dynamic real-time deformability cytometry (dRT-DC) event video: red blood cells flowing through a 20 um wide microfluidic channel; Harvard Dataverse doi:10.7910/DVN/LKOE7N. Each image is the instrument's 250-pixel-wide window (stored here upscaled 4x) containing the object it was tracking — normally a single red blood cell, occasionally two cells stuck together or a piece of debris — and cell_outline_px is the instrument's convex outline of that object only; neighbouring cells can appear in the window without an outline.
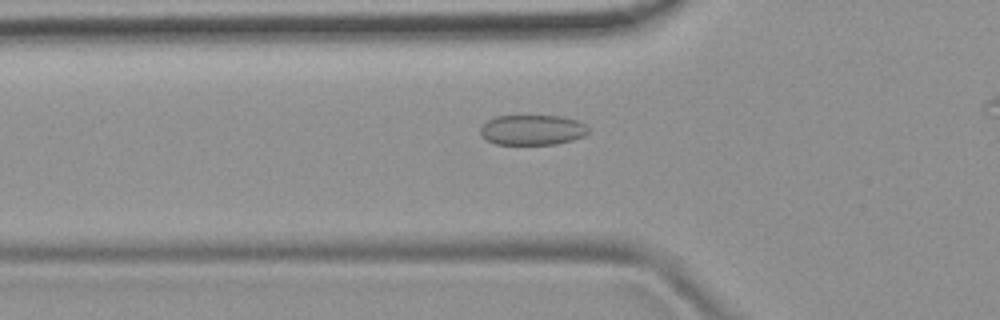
{"species": "common noctule bat (a hibernating species)", "species_latin": "Nyctalus noctula", "temperature_condition": "room temperature", "stored_images_in_passage": 42, "camera_frame_rate_fps": 3000, "um_per_image_px": 0.085, "animal": {"sex": "female", "body_mass_g": 19.9}, "frame": {"image": 1, "passage_image": 13, "time_ms": 4.0, "image_size_px": [1000, 320], "cell_outline_px": [[592, 132], [584, 136], [572, 140], [556, 144], [496, 144], [480, 136], [480, 128], [488, 120], [496, 116], [560, 116], [576, 120], [584, 124]], "centroid_in_image_um": [45.26, 11.05], "position_along_channel_um": 80.5, "area_um2": 19.02}}
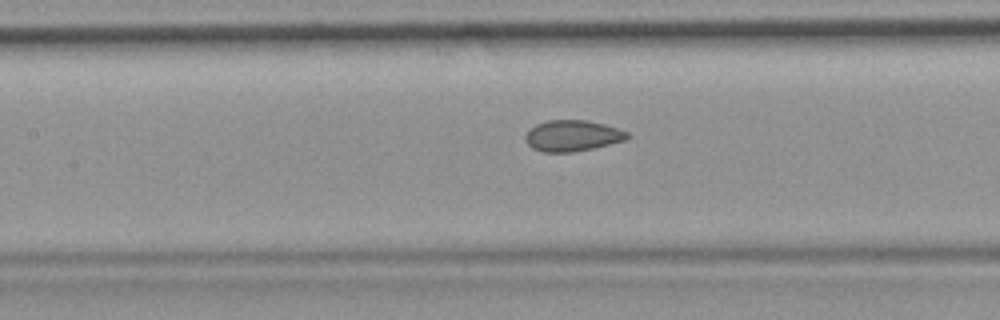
{"frame": {"image": 2, "passage_image": 19, "time_ms": 6.0, "image_size_px": [1000, 320], "cell_outline_px": [[632, 136], [624, 140], [592, 148], [572, 152], [544, 152], [532, 148], [524, 140], [524, 136], [536, 124], [548, 120], [588, 120], [604, 124], [628, 132]], "centroid_in_image_um": [48.65, 11.53], "position_along_channel_um": 158.8, "area_um2": 18.32}}
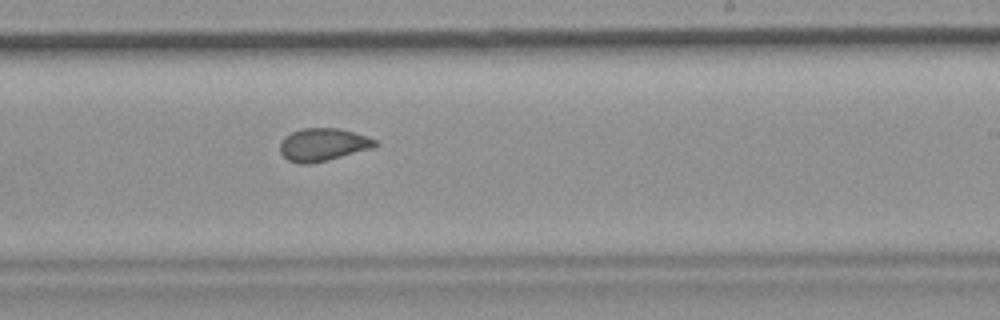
{"frame": {"image": 3, "passage_image": 27, "time_ms": 8.667, "image_size_px": [1000, 320], "cell_outline_px": [[380, 144], [372, 148], [328, 160], [312, 164], [300, 164], [288, 160], [280, 152], [280, 144], [284, 136], [292, 132], [304, 128], [340, 128], [376, 140]], "centroid_in_image_um": [27.43, 12.3], "position_along_channel_um": 261.6, "area_um2": 18.09}, "authors_computed_cell_mechanics": {"area_um2": 18.6116, "velocity_mm_per_s": 3.8816, "shape_relaxation_time_tau1_ms": null, "shape_relaxation_time_tau2_ms": 0.9684, "deformation_change_tau1": null, "deformation_change_tau2": 0.052}}